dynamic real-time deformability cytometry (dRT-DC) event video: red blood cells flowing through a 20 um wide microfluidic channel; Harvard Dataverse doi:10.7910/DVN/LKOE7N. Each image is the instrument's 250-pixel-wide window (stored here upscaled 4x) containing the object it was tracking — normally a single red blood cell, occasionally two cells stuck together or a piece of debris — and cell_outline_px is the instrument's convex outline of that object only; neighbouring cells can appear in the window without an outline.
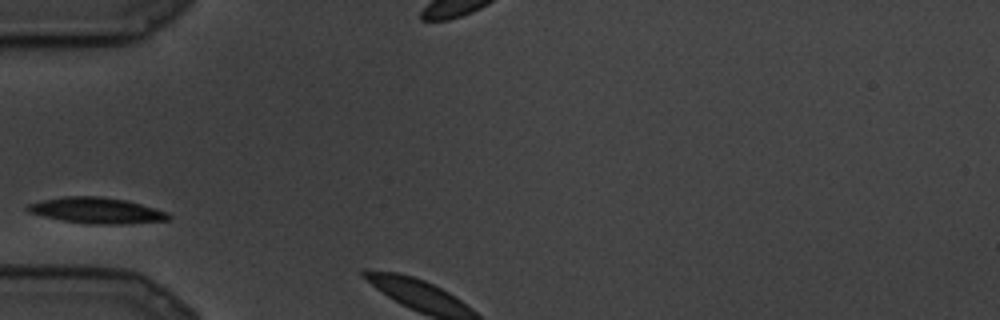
{"species": "common noctule bat (a hibernating species)", "species_latin": "Nyctalus noctula", "temperature_condition": "cold", "stored_images_in_passage": 2, "camera_frame_rate_fps": 3000, "um_per_image_px": 0.085, "animal": {"sex": "male", "body_mass_g": 19.5, "forearm_length_mm": 54.6}, "frame": {"image": 1, "passage_image": 1, "time_ms": 0.0, "image_size_px": [1000, 320], "cell_outline_px": [[172, 216], [168, 220], [124, 224], [92, 224], [64, 220], [44, 216], [28, 212], [24, 208], [28, 204], [44, 200], [64, 196], [100, 196], [124, 200], [140, 204], [168, 212]], "centroid_in_image_um": [8.22, 17.89], "position_along_channel_um": 76.8, "area_um2": 21.04}}